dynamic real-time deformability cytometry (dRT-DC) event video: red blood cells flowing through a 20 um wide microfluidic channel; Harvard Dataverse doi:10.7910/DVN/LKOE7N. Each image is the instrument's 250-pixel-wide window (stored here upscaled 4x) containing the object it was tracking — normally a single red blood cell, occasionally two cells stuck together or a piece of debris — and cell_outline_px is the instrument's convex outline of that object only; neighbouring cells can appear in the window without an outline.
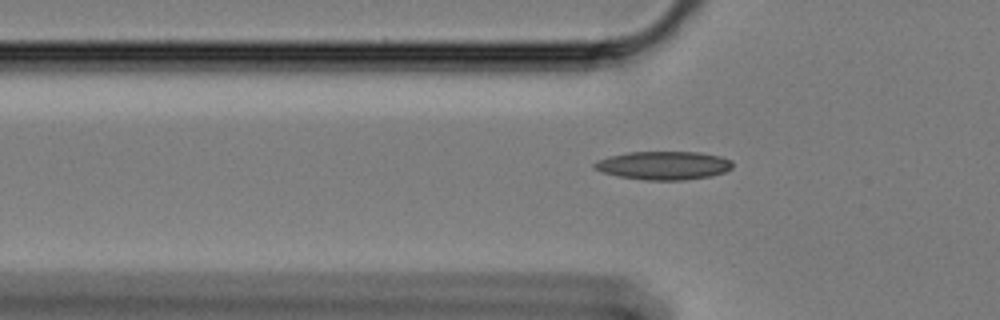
{"species": "Egyptian fruit bat (a non-hibernating species)", "species_latin": "Rousettus aegyptiacus", "temperature_condition": "cold", "stored_images_in_passage": 32, "camera_frame_rate_fps": 3000, "um_per_image_px": 0.085, "animal": {"sex": "female"}, "frame": {"image": 1, "passage_image": 3, "time_ms": 0.667, "image_size_px": [1000, 320], "cell_outline_px": [[732, 168], [724, 172], [712, 176], [684, 180], [644, 180], [616, 176], [592, 168], [592, 164], [596, 160], [608, 156], [628, 152], [700, 152], [720, 156], [732, 160]], "centroid_in_image_um": [56.38, 14.06], "position_along_channel_um": 69.4, "area_um2": 23.12}}
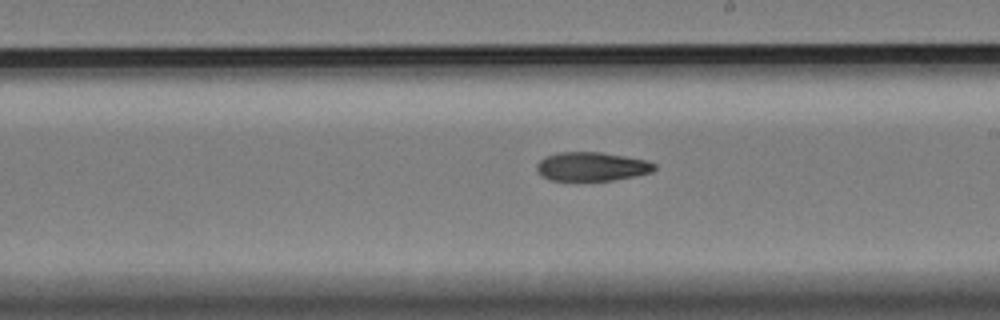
{"frame": {"image": 2, "passage_image": 18, "time_ms": 5.667, "image_size_px": [1000, 320], "cell_outline_px": [[656, 168], [652, 172], [636, 176], [612, 180], [548, 180], [536, 172], [536, 164], [544, 156], [560, 152], [600, 152], [648, 160], [656, 164]], "centroid_in_image_um": [50.29, 14.15], "position_along_channel_um": 238.7, "area_um2": 19.94}}
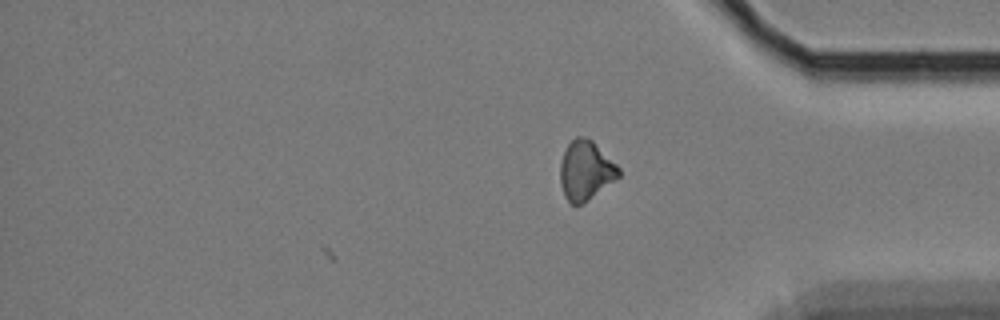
{"frame": {"image": 3, "passage_image": 32, "time_ms": 10.333, "image_size_px": [1000, 320], "cell_outline_px": [[620, 176], [616, 180], [588, 200], [580, 204], [572, 204], [564, 196], [560, 184], [560, 164], [564, 152], [568, 144], [576, 136], [584, 136], [592, 140], [620, 168]], "centroid_in_image_um": [49.78, 14.49], "position_along_channel_um": 385.4, "area_um2": 20.17}}